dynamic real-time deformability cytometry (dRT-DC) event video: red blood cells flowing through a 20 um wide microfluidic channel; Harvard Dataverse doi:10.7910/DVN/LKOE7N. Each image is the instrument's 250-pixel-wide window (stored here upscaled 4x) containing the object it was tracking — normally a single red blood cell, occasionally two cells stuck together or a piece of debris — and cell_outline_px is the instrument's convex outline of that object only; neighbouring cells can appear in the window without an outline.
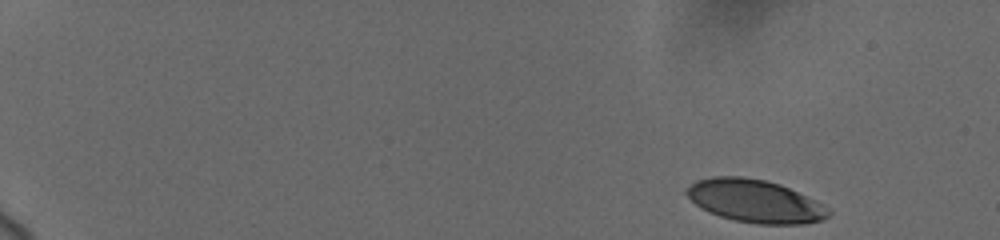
{"species": "human", "species_latin": "Homo sapiens", "temperature_condition": "cold", "stored_images_in_passage": 13, "camera_frame_rate_fps": 3000, "um_per_image_px": 0.085, "donor": {"sex": "female"}, "frame": {"image": 1, "passage_image": 1, "time_ms": 0.0, "image_size_px": [1000, 240], "cell_outline_px": [[832, 212], [824, 220], [804, 224], [756, 224], [736, 220], [720, 216], [708, 212], [700, 208], [684, 192], [684, 188], [696, 180], [712, 176], [740, 176], [764, 180], [780, 184], [820, 204]], "centroid_in_image_um": [64.11, 17.09], "position_along_channel_um": 20.9, "area_um2": 35.2}}
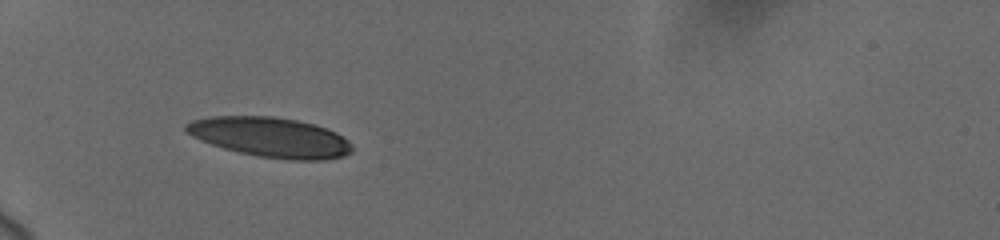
{"frame": {"image": 2, "passage_image": 10, "time_ms": 5.0, "image_size_px": [1000, 240], "cell_outline_px": [[352, 152], [344, 156], [324, 160], [292, 160], [260, 156], [240, 152], [224, 148], [200, 140], [184, 132], [184, 124], [192, 120], [212, 116], [272, 116], [296, 120], [312, 124], [336, 132], [348, 140], [352, 144]], "centroid_in_image_um": [22.97, 11.66], "position_along_channel_um": 62.0, "area_um2": 38.49}}
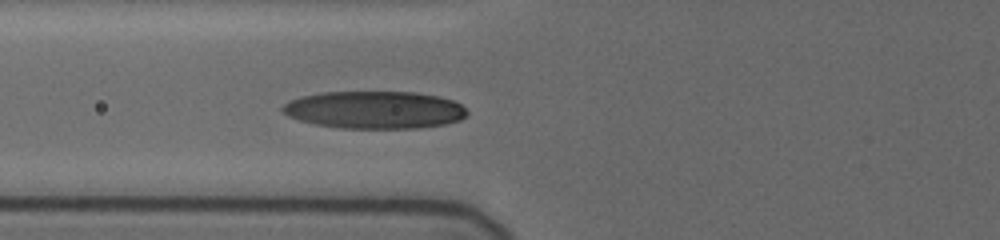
{"frame": {"image": 3, "passage_image": 13, "time_ms": 6.333, "image_size_px": [1000, 240], "cell_outline_px": [[468, 116], [460, 120], [444, 124], [416, 128], [340, 128], [316, 124], [300, 120], [288, 116], [280, 112], [280, 108], [284, 104], [300, 96], [324, 92], [412, 92], [436, 96], [452, 100], [460, 104], [468, 112]], "centroid_in_image_um": [31.82, 9.34], "position_along_channel_um": 94.0, "area_um2": 40.29}}